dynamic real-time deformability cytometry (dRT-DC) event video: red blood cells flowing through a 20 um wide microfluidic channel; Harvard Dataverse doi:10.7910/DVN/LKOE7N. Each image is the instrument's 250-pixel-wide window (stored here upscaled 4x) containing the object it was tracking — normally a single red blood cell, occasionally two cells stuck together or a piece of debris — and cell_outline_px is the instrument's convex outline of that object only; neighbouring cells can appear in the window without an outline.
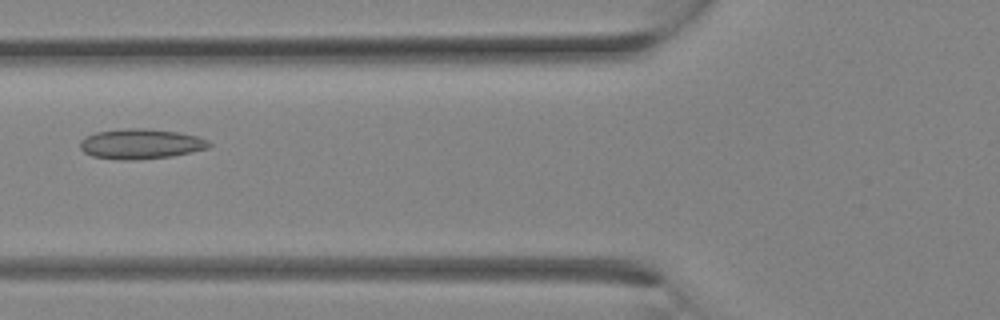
{"species": "Egyptian fruit bat (a non-hibernating species)", "species_latin": "Rousettus aegyptiacus", "temperature_condition": "room temperature", "stored_images_in_passage": 22, "camera_frame_rate_fps": 3000, "um_per_image_px": 0.085, "animal": {"sex": "female"}, "frame": {"image": 1, "passage_image": 12, "time_ms": 3.667, "image_size_px": [1000, 320], "cell_outline_px": [[212, 144], [208, 148], [192, 152], [172, 156], [136, 160], [120, 160], [92, 156], [84, 152], [80, 148], [80, 140], [84, 136], [96, 132], [128, 128], [144, 128], [176, 132], [196, 136], [208, 140]], "centroid_in_image_um": [11.94, 12.24], "position_along_channel_um": 113.9, "area_um2": 22.66}}
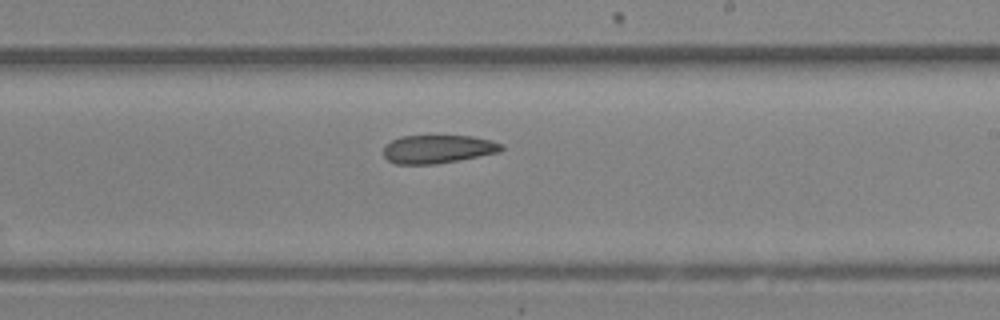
{"frame": {"image": 2, "passage_image": 18, "time_ms": 5.667, "image_size_px": [1000, 320], "cell_outline_px": [[504, 148], [500, 152], [436, 164], [396, 164], [388, 160], [384, 156], [384, 144], [400, 136], [472, 136], [492, 140], [504, 144]], "centroid_in_image_um": [37.22, 12.67], "position_along_channel_um": 251.8, "area_um2": 19.54}}
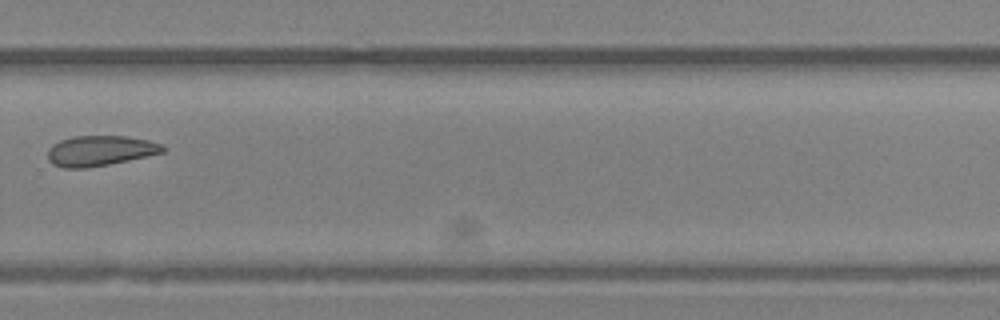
{"frame": {"image": 3, "passage_image": 21, "time_ms": 6.667, "image_size_px": [1000, 320], "cell_outline_px": [[164, 152], [128, 160], [88, 168], [64, 168], [52, 164], [48, 160], [48, 148], [52, 144], [60, 140], [72, 136], [124, 136], [148, 140], [160, 144], [164, 148]], "centroid_in_image_um": [8.44, 12.81], "position_along_channel_um": 321.4, "area_um2": 20.23}}